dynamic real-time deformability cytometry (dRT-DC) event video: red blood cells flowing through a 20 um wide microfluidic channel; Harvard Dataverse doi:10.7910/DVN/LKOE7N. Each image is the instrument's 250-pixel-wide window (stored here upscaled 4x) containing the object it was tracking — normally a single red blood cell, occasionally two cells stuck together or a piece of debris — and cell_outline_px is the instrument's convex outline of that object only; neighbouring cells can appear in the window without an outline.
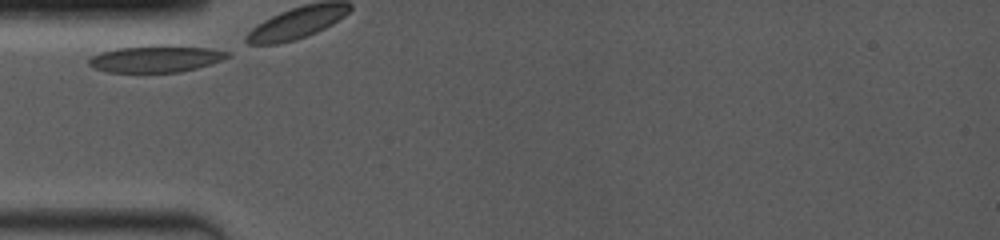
{"species": "common noctule bat (a hibernating species)", "species_latin": "Nyctalus noctula", "temperature_condition": "room temperature", "stored_images_in_passage": 37, "camera_frame_rate_fps": 4000, "um_per_image_px": 0.085, "animal": {"sex": "female", "body_mass_g": 19.0, "forearm_length_mm": 53.3}, "frame": {"image": 1, "passage_image": 1, "time_ms": 0.0, "image_size_px": [1000, 240], "cell_outline_px": [[232, 56], [224, 60], [196, 68], [180, 72], [108, 72], [92, 68], [88, 64], [88, 60], [92, 56], [100, 52], [116, 48], [160, 44], [168, 44], [212, 48], [228, 52]], "centroid_in_image_um": [13.27, 4.98], "position_along_channel_um": 71.7, "area_um2": 22.14}}